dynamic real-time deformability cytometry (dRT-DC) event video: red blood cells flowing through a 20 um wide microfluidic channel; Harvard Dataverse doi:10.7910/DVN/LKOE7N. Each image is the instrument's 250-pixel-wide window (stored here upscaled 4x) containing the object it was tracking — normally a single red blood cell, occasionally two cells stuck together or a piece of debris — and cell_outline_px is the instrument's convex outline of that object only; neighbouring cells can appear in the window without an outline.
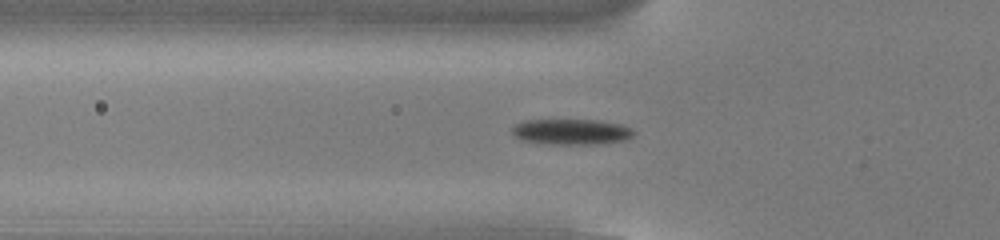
{"species": "common noctule bat (a hibernating species)", "species_latin": "Nyctalus noctula", "temperature_condition": "cold", "stored_images_in_passage": 54, "camera_frame_rate_fps": 3000, "um_per_image_px": 0.085, "animal": {"sex": "male", "body_mass_g": 13.0, "forearm_length_mm": 53.1}, "frame": {"image": 1, "passage_image": 19, "time_ms": 6.0, "image_size_px": [1000, 240], "cell_outline_px": [[636, 132], [628, 140], [600, 144], [552, 144], [524, 140], [516, 136], [512, 132], [512, 128], [516, 124], [524, 120], [600, 120], [620, 124], [632, 128]], "centroid_in_image_um": [48.64, 11.2], "position_along_channel_um": 77.2, "area_um2": 18.21}}
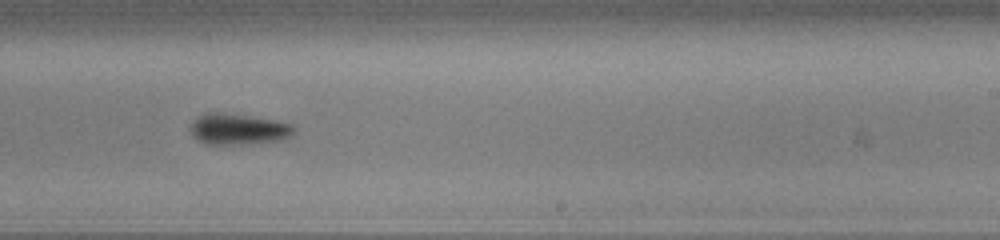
{"frame": {"image": 2, "passage_image": 34, "time_ms": 11.0, "image_size_px": [1000, 240], "cell_outline_px": [[296, 132], [292, 136], [276, 140], [248, 144], [204, 144], [196, 140], [192, 136], [192, 124], [196, 116], [204, 112], [220, 112], [248, 116], [272, 120], [292, 124], [296, 128]], "centroid_in_image_um": [20.23, 10.98], "position_along_channel_um": 268.8, "area_um2": 18.73}}
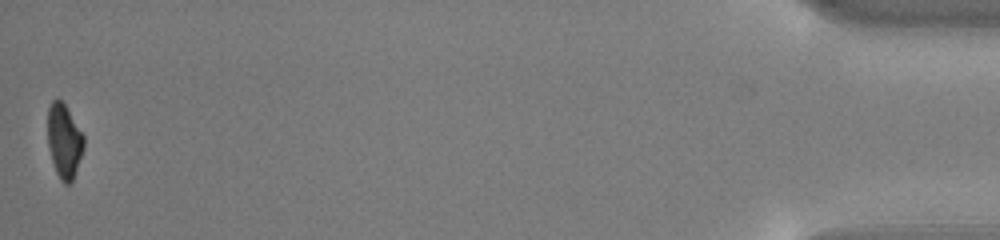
{"frame": {"image": 3, "passage_image": 54, "time_ms": 17.667, "image_size_px": [1000, 240], "cell_outline_px": [[84, 148], [72, 180], [68, 184], [64, 184], [60, 180], [56, 172], [48, 148], [48, 108], [52, 100], [60, 100], [64, 104], [84, 136]], "centroid_in_image_um": [5.44, 12.0], "position_along_channel_um": 429.8, "area_um2": 15.32}, "authors_computed_cell_mechanics": {"area_um2": 17.3689, "velocity_mm_per_s": 3.8366, "shape_relaxation_time_tau1_ms": 2.3311, "shape_relaxation_time_tau2_ms": null, "deformation_change_tau1": 0.1317, "deformation_change_tau2": null}}